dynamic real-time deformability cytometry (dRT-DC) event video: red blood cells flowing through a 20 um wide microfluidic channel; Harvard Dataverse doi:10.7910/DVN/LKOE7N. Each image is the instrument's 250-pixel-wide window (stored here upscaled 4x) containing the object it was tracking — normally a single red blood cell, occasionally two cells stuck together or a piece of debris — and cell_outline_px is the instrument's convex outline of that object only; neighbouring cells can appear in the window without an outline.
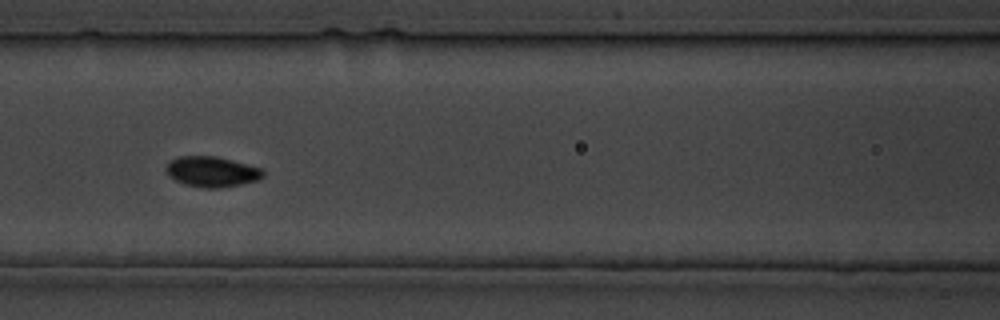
{"species": "common noctule bat (a hibernating species)", "species_latin": "Nyctalus noctula", "temperature_condition": "cold", "stored_images_in_passage": 36, "camera_frame_rate_fps": 3000, "um_per_image_px": 0.085, "animal": {"sex": "male", "body_mass_g": 19.5, "forearm_length_mm": 54.6}, "frame": {"image": 1, "passage_image": 16, "time_ms": 17.333, "image_size_px": [1000, 320], "cell_outline_px": [[264, 176], [260, 180], [220, 188], [204, 188], [184, 184], [168, 176], [164, 168], [168, 160], [176, 156], [216, 156], [260, 168], [264, 172]], "centroid_in_image_um": [17.95, 14.59], "position_along_channel_um": 148.7, "area_um2": 17.34}}